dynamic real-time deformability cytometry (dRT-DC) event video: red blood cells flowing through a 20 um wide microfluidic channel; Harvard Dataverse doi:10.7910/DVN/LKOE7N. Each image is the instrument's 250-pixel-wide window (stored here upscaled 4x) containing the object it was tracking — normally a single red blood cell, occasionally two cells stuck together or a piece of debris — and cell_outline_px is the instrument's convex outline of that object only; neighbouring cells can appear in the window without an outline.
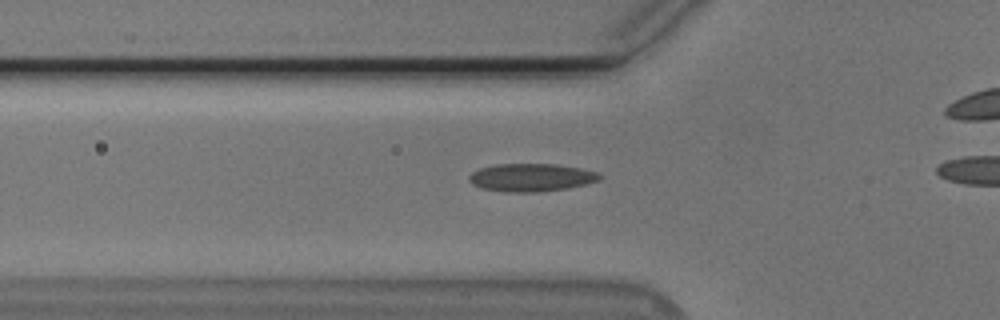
{"species": "Egyptian fruit bat (a non-hibernating species)", "species_latin": "Rousettus aegyptiacus", "temperature_condition": "cold", "stored_images_in_passage": 28, "camera_frame_rate_fps": 3000, "um_per_image_px": 0.085, "animal": {"sex": "male"}, "frame": {"image": 1, "passage_image": 4, "time_ms": 1.0, "image_size_px": [1000, 320], "cell_outline_px": [[604, 176], [600, 180], [568, 188], [540, 192], [504, 192], [480, 188], [472, 184], [468, 180], [468, 176], [472, 172], [480, 168], [496, 164], [556, 164], [580, 168], [596, 172]], "centroid_in_image_um": [45.13, 15.09], "position_along_channel_um": 80.7, "area_um2": 21.39}}
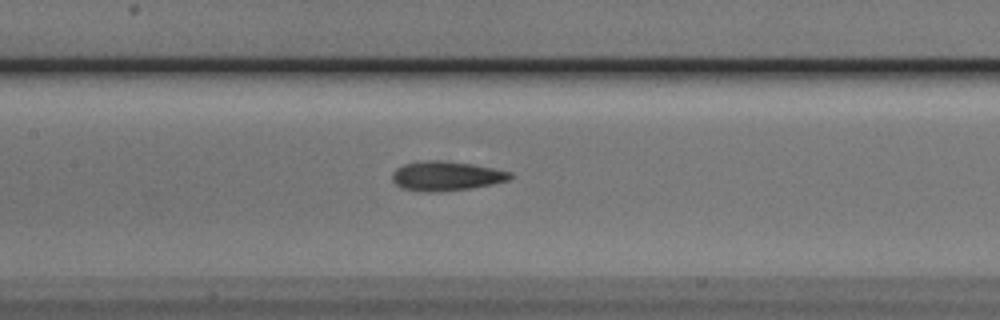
{"frame": {"image": 2, "passage_image": 11, "time_ms": 3.333, "image_size_px": [1000, 320], "cell_outline_px": [[516, 176], [508, 180], [492, 184], [468, 188], [432, 192], [416, 192], [404, 188], [396, 184], [392, 180], [392, 172], [396, 168], [404, 164], [428, 160], [440, 160], [472, 164], [512, 172]], "centroid_in_image_um": [37.92, 14.96], "position_along_channel_um": 169.5, "area_um2": 20.17}}
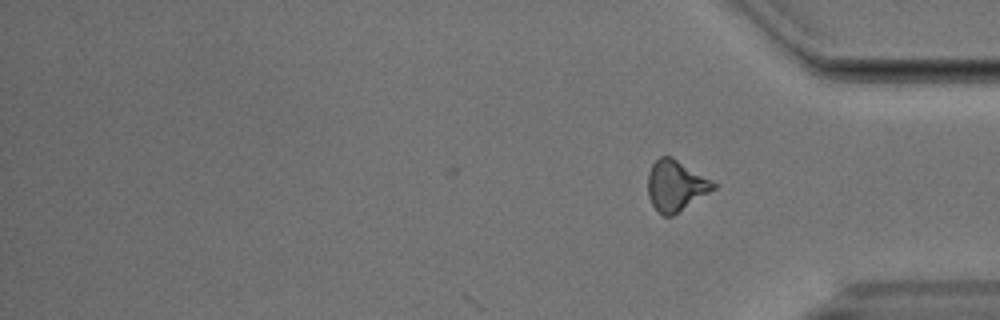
{"frame": {"image": 3, "passage_image": 28, "time_ms": 9.0, "image_size_px": [1000, 320], "cell_outline_px": [[716, 188], [672, 216], [664, 216], [656, 212], [648, 196], [648, 172], [652, 164], [660, 156], [672, 156], [716, 184]], "centroid_in_image_um": [57.39, 15.79], "position_along_channel_um": 377.8, "area_um2": 19.19}, "authors_computed_cell_mechanics": {"area_um2": 19.7098, "velocity_mm_per_s": 3.7791, "shape_relaxation_time_tau1_ms": 7.6556, "shape_relaxation_time_tau2_ms": 4.2309, "deformation_change_tau1": 0.1565, "deformation_change_tau2": 0.1237}}